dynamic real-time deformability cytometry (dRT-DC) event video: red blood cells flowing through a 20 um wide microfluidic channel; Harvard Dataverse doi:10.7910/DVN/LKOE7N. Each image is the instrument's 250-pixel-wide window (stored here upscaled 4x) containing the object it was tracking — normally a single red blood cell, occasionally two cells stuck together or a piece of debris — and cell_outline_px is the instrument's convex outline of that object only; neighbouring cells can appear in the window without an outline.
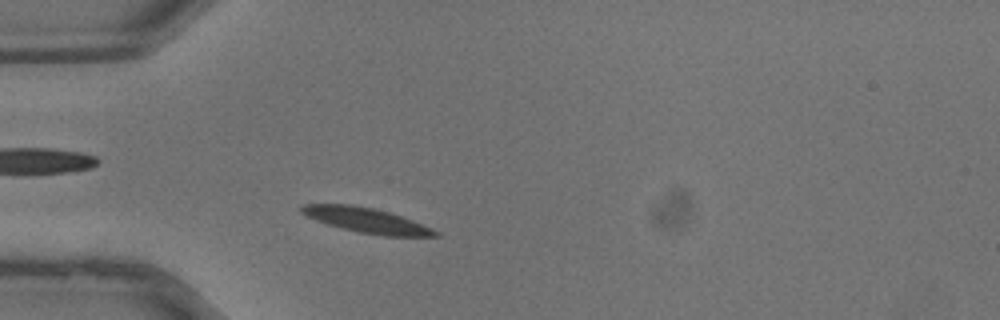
{"species": "common noctule bat (a hibernating species)", "species_latin": "Nyctalus noctula", "temperature_condition": "warm", "stored_images_in_passage": 31, "camera_frame_rate_fps": 3000, "um_per_image_px": 0.085, "animal": {"sex": "male", "body_mass_g": 13.3}, "frame": {"image": 1, "passage_image": 4, "time_ms": 1.0, "image_size_px": [1000, 320], "cell_outline_px": [[440, 236], [384, 236], [360, 232], [328, 224], [316, 220], [300, 212], [300, 208], [304, 204], [352, 204], [372, 208], [388, 212], [412, 220], [432, 228], [440, 232]], "centroid_in_image_um": [31.17, 18.72], "position_along_channel_um": 53.8, "area_um2": 19.13}}
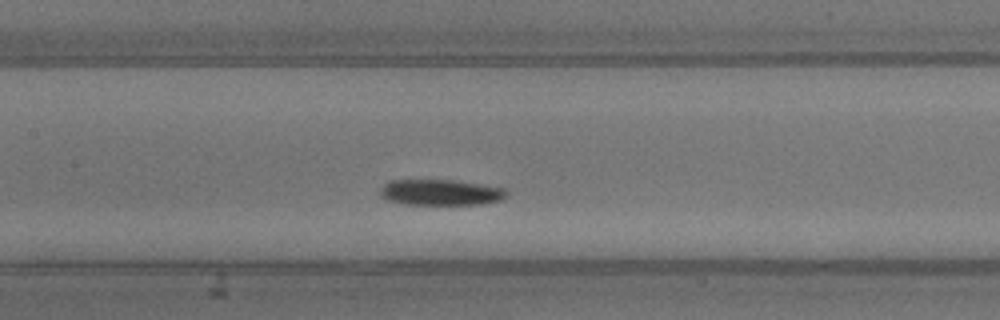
{"frame": {"image": 2, "passage_image": 11, "time_ms": 3.333, "image_size_px": [1000, 320], "cell_outline_px": [[508, 196], [500, 200], [484, 204], [404, 204], [388, 200], [380, 196], [380, 188], [388, 180], [452, 180], [480, 184], [504, 188], [508, 192]], "centroid_in_image_um": [37.45, 16.35], "position_along_channel_um": 170.0, "area_um2": 19.07}}
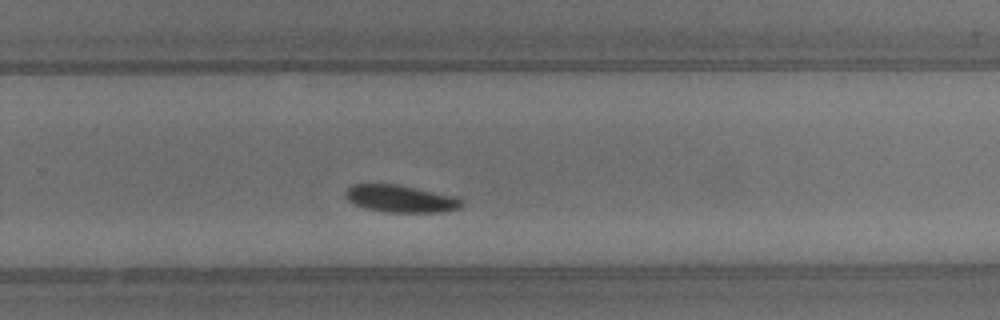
{"frame": {"image": 3, "passage_image": 18, "time_ms": 5.667, "image_size_px": [1000, 320], "cell_outline_px": [[464, 204], [460, 208], [444, 212], [384, 212], [364, 208], [348, 200], [344, 196], [344, 192], [352, 184], [396, 184], [460, 196], [464, 200]], "centroid_in_image_um": [34.12, 16.89], "position_along_channel_um": 295.7, "area_um2": 18.84}}